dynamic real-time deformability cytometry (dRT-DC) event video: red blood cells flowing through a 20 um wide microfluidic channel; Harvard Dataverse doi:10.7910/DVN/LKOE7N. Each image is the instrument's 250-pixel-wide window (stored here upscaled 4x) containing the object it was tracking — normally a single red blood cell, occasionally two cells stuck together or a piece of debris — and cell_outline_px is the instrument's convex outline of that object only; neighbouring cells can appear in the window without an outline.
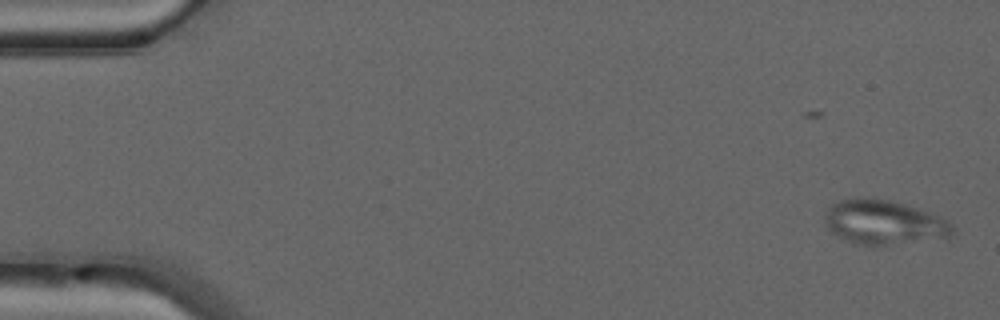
{"species": "common noctule bat (a hibernating species)", "species_latin": "Nyctalus noctula", "temperature_condition": "warm", "stored_images_in_passage": 48, "camera_frame_rate_fps": 3000, "um_per_image_px": 0.085, "animal": {"sex": "male", "forearm_length_mm": 52.5}, "frame": {"image": 1, "passage_image": 1, "time_ms": 0.0, "image_size_px": [1000, 320], "cell_outline_px": [[956, 232], [948, 240], [872, 248], [852, 244], [832, 232], [828, 228], [824, 220], [824, 216], [828, 208], [832, 204], [840, 200], [860, 196], [888, 200], [904, 204], [940, 216], [948, 220], [956, 228]], "centroid_in_image_um": [75.22, 18.97], "position_along_channel_um": 9.8, "area_um2": 34.74}}
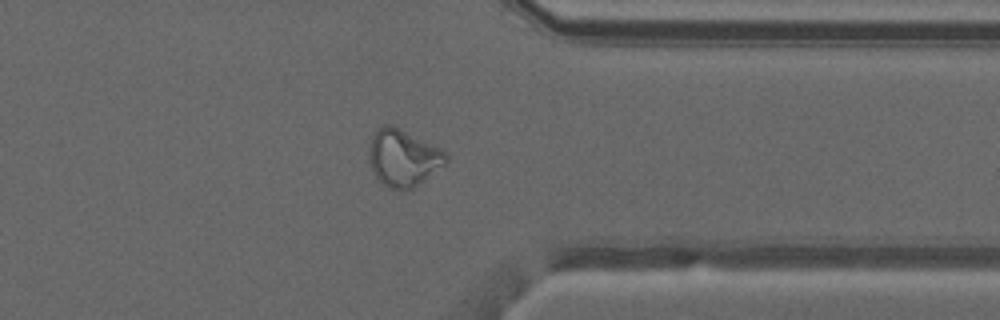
{"frame": {"image": 2, "passage_image": 38, "time_ms": 12.333, "image_size_px": [1000, 320], "cell_outline_px": [[448, 160], [444, 164], [412, 188], [388, 188], [372, 172], [368, 160], [368, 152], [372, 136], [376, 128], [384, 124], [392, 124], [448, 152]], "centroid_in_image_um": [34.23, 13.37], "position_along_channel_um": 377.2, "area_um2": 25.32}}
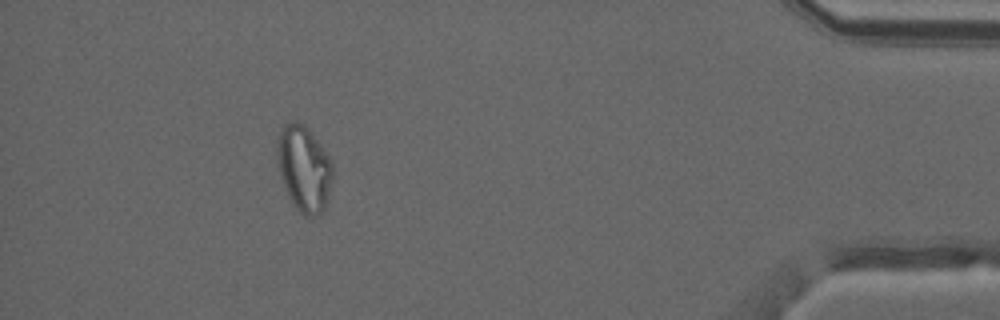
{"frame": {"image": 3, "passage_image": 44, "time_ms": 14.333, "image_size_px": [1000, 320], "cell_outline_px": [[332, 176], [324, 208], [320, 212], [312, 216], [304, 216], [296, 208], [280, 176], [276, 164], [276, 140], [280, 128], [284, 124], [292, 120], [304, 124], [320, 144], [332, 160]], "centroid_in_image_um": [25.79, 14.25], "position_along_channel_um": 409.4, "area_um2": 27.57}, "authors_computed_cell_mechanics": {"area_um2": 27.3105, "velocity_mm_per_s": 4.1507, "shape_relaxation_time_tau1_ms": null, "shape_relaxation_time_tau2_ms": 1.3862, "deformation_change_tau1": null, "deformation_change_tau2": 0.0715}}